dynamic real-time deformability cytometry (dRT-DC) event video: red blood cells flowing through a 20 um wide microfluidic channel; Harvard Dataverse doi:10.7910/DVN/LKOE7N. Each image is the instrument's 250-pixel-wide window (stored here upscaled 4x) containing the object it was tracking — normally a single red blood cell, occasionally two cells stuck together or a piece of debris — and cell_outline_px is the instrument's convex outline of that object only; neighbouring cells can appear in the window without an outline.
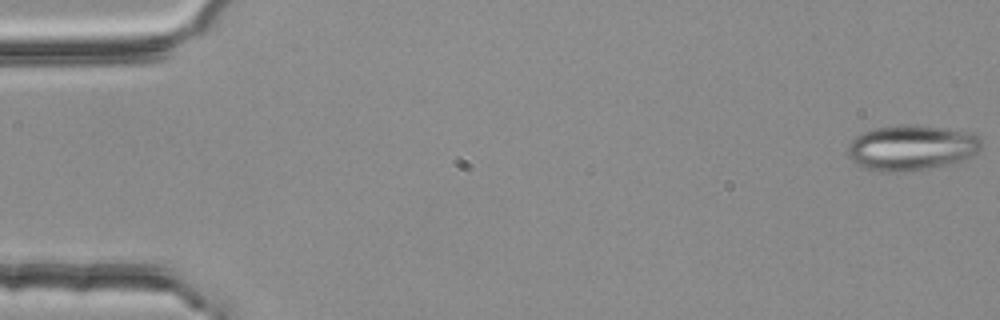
{"species": "common noctule bat (a hibernating species)", "species_latin": "Nyctalus noctula", "temperature_condition": "room temperature", "stored_images_in_passage": 54, "camera_frame_rate_fps": 3000, "um_per_image_px": 0.085, "animal": {"sex": "female", "body_mass_g": 25.1}, "frame": {"image": 1, "passage_image": 1, "time_ms": 0.0, "image_size_px": [1000, 320], "cell_outline_px": [[980, 152], [964, 160], [904, 172], [876, 172], [864, 168], [856, 164], [848, 156], [848, 144], [856, 136], [864, 132], [876, 128], [900, 124], [912, 124], [972, 132], [980, 140]], "centroid_in_image_um": [77.44, 12.55], "position_along_channel_um": 7.6, "area_um2": 35.32}}
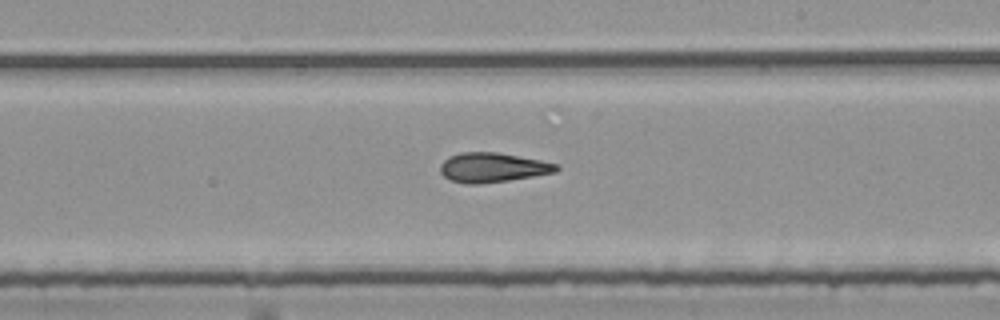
{"frame": {"image": 2, "passage_image": 32, "time_ms": 10.333, "image_size_px": [1000, 320], "cell_outline_px": [[560, 168], [556, 172], [508, 180], [480, 184], [464, 184], [452, 180], [444, 176], [440, 172], [440, 164], [448, 156], [460, 152], [496, 152], [540, 160], [556, 164]], "centroid_in_image_um": [41.83, 14.23], "position_along_channel_um": 247.2, "area_um2": 19.88}}
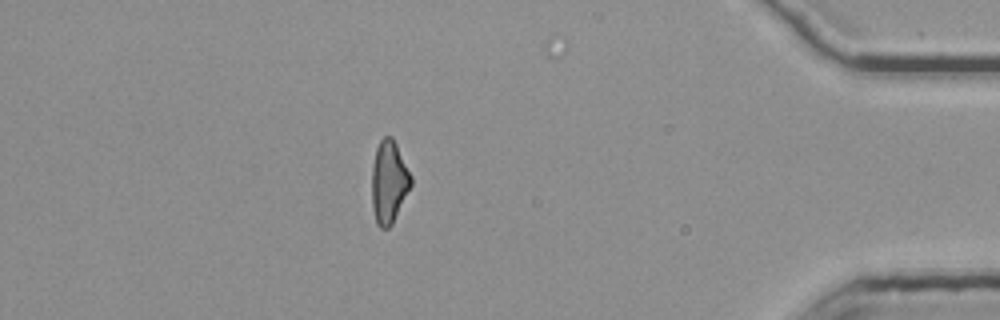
{"frame": {"image": 3, "passage_image": 48, "time_ms": 15.667, "image_size_px": [1000, 320], "cell_outline_px": [[412, 184], [392, 224], [388, 228], [380, 228], [376, 224], [372, 208], [372, 164], [376, 148], [380, 140], [384, 136], [392, 136], [412, 176]], "centroid_in_image_um": [33.05, 15.47], "position_along_channel_um": 402.2, "area_um2": 18.9}, "authors_computed_cell_mechanics": {"area_um2": 19.9988, "velocity_mm_per_s": 3.7706, "shape_relaxation_time_tau1_ms": null, "shape_relaxation_time_tau2_ms": 5.0298, "deformation_change_tau1": null, "deformation_change_tau2": 0.1618}}